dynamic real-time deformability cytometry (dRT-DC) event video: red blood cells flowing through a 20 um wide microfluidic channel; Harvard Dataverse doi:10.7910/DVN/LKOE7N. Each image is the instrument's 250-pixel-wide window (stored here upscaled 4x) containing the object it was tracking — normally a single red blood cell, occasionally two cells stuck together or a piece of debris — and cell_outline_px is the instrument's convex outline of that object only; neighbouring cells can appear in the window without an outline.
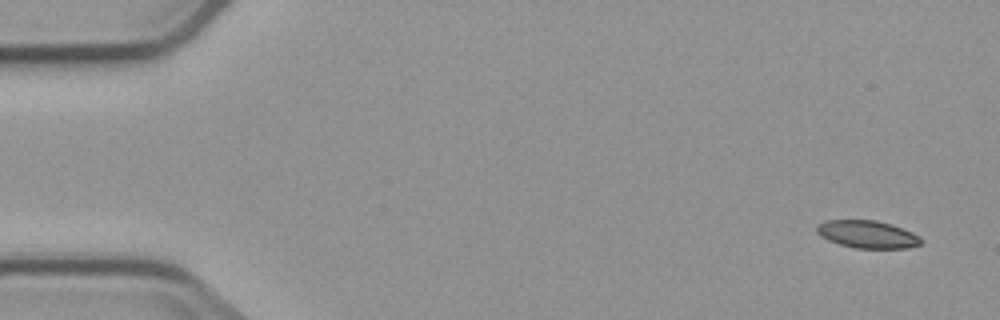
{"species": "common noctule bat (a hibernating species)", "species_latin": "Nyctalus noctula", "temperature_condition": "cold", "stored_images_in_passage": 4, "camera_frame_rate_fps": 3000, "um_per_image_px": 0.085, "animal": {"sex": "male", "body_mass_g": 23.1, "forearm_length_mm": 52.7}, "frame": {"image": 1, "passage_image": 1, "time_ms": 0.0, "image_size_px": [1000, 320], "cell_outline_px": [[920, 244], [908, 248], [856, 248], [840, 244], [828, 240], [820, 236], [816, 232], [816, 224], [824, 220], [876, 220], [892, 224], [912, 232], [920, 236]], "centroid_in_image_um": [73.69, 19.9], "position_along_channel_um": 11.3, "area_um2": 16.82}}
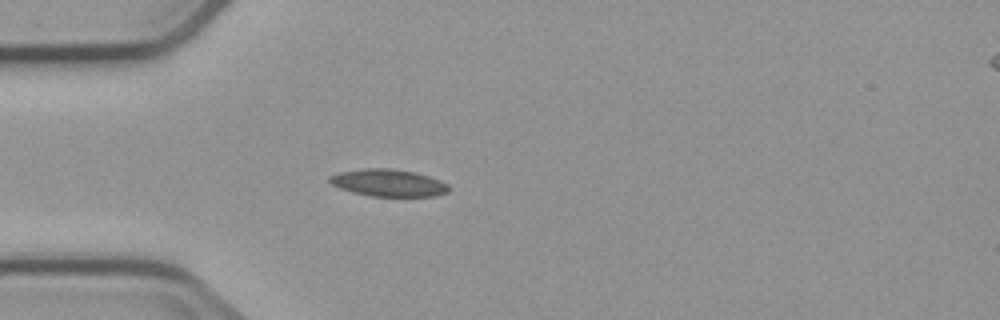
{"frame": {"image": 2, "passage_image": 4, "time_ms": 4.333, "image_size_px": [1000, 320], "cell_outline_px": [[448, 192], [436, 196], [372, 196], [352, 192], [340, 188], [332, 184], [328, 180], [328, 176], [340, 172], [364, 168], [392, 168], [416, 172], [440, 180], [448, 184]], "centroid_in_image_um": [33.01, 15.53], "position_along_channel_um": 52.0, "area_um2": 18.9}}